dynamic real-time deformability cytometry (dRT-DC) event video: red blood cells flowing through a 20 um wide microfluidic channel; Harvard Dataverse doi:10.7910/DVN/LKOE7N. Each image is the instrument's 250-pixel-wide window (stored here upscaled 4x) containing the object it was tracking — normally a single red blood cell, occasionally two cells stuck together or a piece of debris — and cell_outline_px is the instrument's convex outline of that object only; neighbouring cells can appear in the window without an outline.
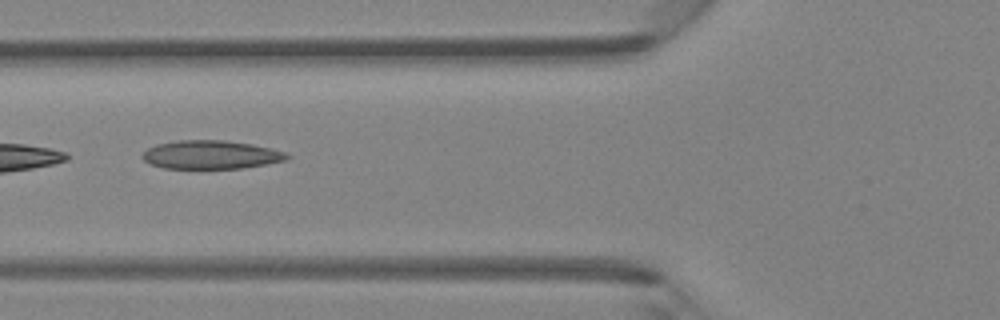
{"species": "Egyptian fruit bat (a non-hibernating species)", "species_latin": "Rousettus aegyptiacus", "temperature_condition": "room temperature", "stored_images_in_passage": 5, "camera_frame_rate_fps": 3000, "um_per_image_px": 0.085, "animal": {"sex": "female"}, "frame": {"image": 1, "passage_image": 5, "time_ms": 4.667, "image_size_px": [1000, 320], "cell_outline_px": [[292, 156], [284, 160], [244, 168], [164, 168], [148, 164], [140, 156], [148, 148], [156, 144], [176, 140], [224, 140], [252, 144], [272, 148], [284, 152]], "centroid_in_image_um": [17.89, 13.14], "position_along_channel_um": 107.9, "area_um2": 24.04}}